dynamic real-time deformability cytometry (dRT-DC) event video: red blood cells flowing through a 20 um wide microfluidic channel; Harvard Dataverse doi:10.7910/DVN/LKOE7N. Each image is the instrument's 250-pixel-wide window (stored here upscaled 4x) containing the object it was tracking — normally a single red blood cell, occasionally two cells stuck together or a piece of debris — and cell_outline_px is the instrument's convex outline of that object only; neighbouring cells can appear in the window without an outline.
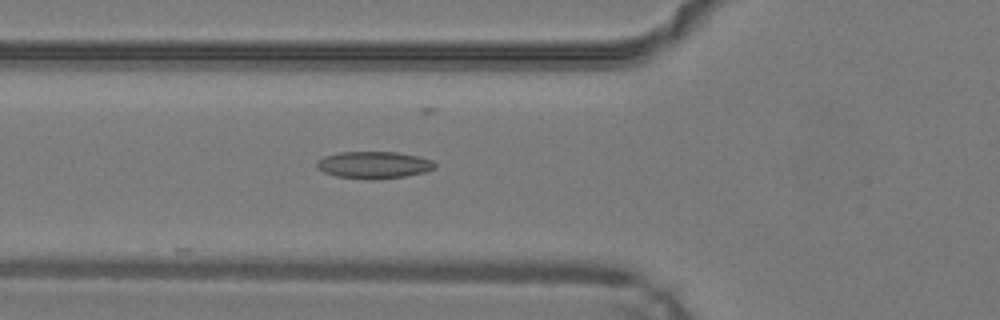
{"species": "common noctule bat (a hibernating species)", "species_latin": "Nyctalus noctula", "temperature_condition": "warm", "stored_images_in_passage": 36, "camera_frame_rate_fps": 3000, "um_per_image_px": 0.085, "animal": {"sex": "male", "body_mass_g": 19.2, "forearm_length_mm": 51.8}, "frame": {"image": 1, "passage_image": 5, "time_ms": 1.333, "image_size_px": [1000, 320], "cell_outline_px": [[436, 168], [424, 172], [404, 176], [336, 176], [324, 172], [316, 168], [316, 160], [324, 156], [340, 152], [396, 152], [420, 156], [432, 160], [436, 164]], "centroid_in_image_um": [31.78, 13.96], "position_along_channel_um": 94.0, "area_um2": 17.74}}
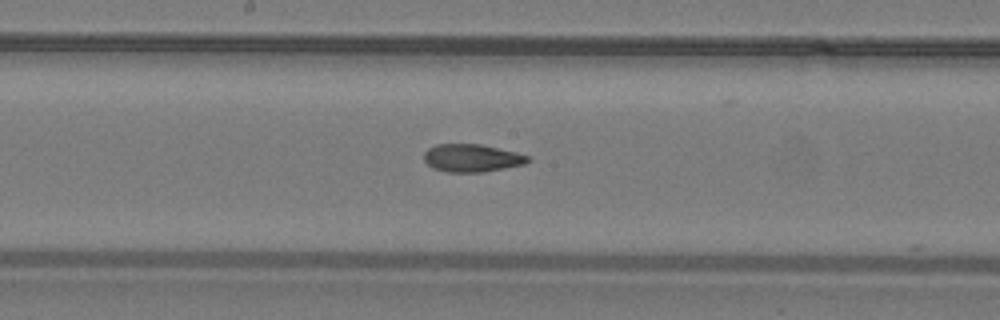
{"frame": {"image": 2, "passage_image": 13, "time_ms": 4.0, "image_size_px": [1000, 320], "cell_outline_px": [[528, 160], [524, 164], [504, 168], [480, 172], [448, 172], [432, 168], [424, 160], [424, 152], [428, 148], [436, 144], [480, 144], [516, 152], [528, 156]], "centroid_in_image_um": [40.06, 13.43], "position_along_channel_um": 208.1, "area_um2": 16.65}}
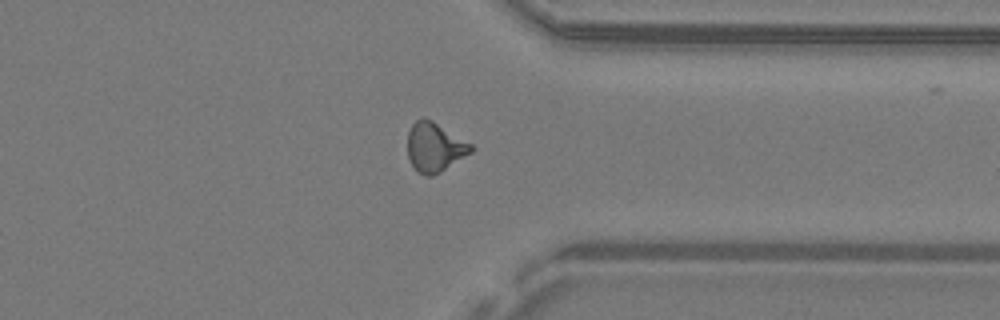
{"frame": {"image": 3, "passage_image": 25, "time_ms": 8.0, "image_size_px": [1000, 320], "cell_outline_px": [[476, 148], [472, 152], [440, 172], [432, 176], [428, 176], [420, 172], [408, 160], [408, 132], [412, 124], [420, 116], [424, 116], [432, 120], [472, 144]], "centroid_in_image_um": [36.95, 12.48], "position_along_channel_um": 374.4, "area_um2": 18.21}, "authors_computed_cell_mechanics": {"area_um2": 17.2244, "velocity_mm_per_s": 4.235, "shape_relaxation_time_tau1_ms": null, "shape_relaxation_time_tau2_ms": 2.7703, "deformation_change_tau1": null, "deformation_change_tau2": 0.1009}}